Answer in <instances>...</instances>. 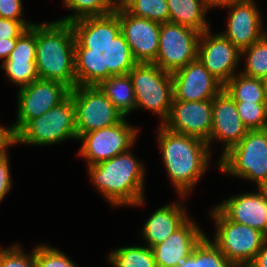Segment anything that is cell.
Wrapping results in <instances>:
<instances>
[{
	"instance_id": "obj_1",
	"label": "cell",
	"mask_w": 267,
	"mask_h": 267,
	"mask_svg": "<svg viewBox=\"0 0 267 267\" xmlns=\"http://www.w3.org/2000/svg\"><path fill=\"white\" fill-rule=\"evenodd\" d=\"M71 25L77 86H98L111 76L128 74L137 64L121 33L117 11L82 18Z\"/></svg>"
},
{
	"instance_id": "obj_2",
	"label": "cell",
	"mask_w": 267,
	"mask_h": 267,
	"mask_svg": "<svg viewBox=\"0 0 267 267\" xmlns=\"http://www.w3.org/2000/svg\"><path fill=\"white\" fill-rule=\"evenodd\" d=\"M158 142L169 179L180 197L188 195L208 169L211 156L207 142L176 133L160 125Z\"/></svg>"
},
{
	"instance_id": "obj_3",
	"label": "cell",
	"mask_w": 267,
	"mask_h": 267,
	"mask_svg": "<svg viewBox=\"0 0 267 267\" xmlns=\"http://www.w3.org/2000/svg\"><path fill=\"white\" fill-rule=\"evenodd\" d=\"M36 69L39 79L56 81L70 90L75 76V36L71 23H36Z\"/></svg>"
},
{
	"instance_id": "obj_4",
	"label": "cell",
	"mask_w": 267,
	"mask_h": 267,
	"mask_svg": "<svg viewBox=\"0 0 267 267\" xmlns=\"http://www.w3.org/2000/svg\"><path fill=\"white\" fill-rule=\"evenodd\" d=\"M130 150L88 166L93 185L113 206H141L144 199V164Z\"/></svg>"
},
{
	"instance_id": "obj_5",
	"label": "cell",
	"mask_w": 267,
	"mask_h": 267,
	"mask_svg": "<svg viewBox=\"0 0 267 267\" xmlns=\"http://www.w3.org/2000/svg\"><path fill=\"white\" fill-rule=\"evenodd\" d=\"M220 171L254 181L267 180V128L248 130L241 141L218 160Z\"/></svg>"
},
{
	"instance_id": "obj_6",
	"label": "cell",
	"mask_w": 267,
	"mask_h": 267,
	"mask_svg": "<svg viewBox=\"0 0 267 267\" xmlns=\"http://www.w3.org/2000/svg\"><path fill=\"white\" fill-rule=\"evenodd\" d=\"M77 139L75 107L69 94L62 102L30 120L17 134L16 144L35 146L58 144Z\"/></svg>"
},
{
	"instance_id": "obj_7",
	"label": "cell",
	"mask_w": 267,
	"mask_h": 267,
	"mask_svg": "<svg viewBox=\"0 0 267 267\" xmlns=\"http://www.w3.org/2000/svg\"><path fill=\"white\" fill-rule=\"evenodd\" d=\"M135 109H146L159 115L161 125L167 120L173 100L171 73L154 63H137L130 71Z\"/></svg>"
},
{
	"instance_id": "obj_8",
	"label": "cell",
	"mask_w": 267,
	"mask_h": 267,
	"mask_svg": "<svg viewBox=\"0 0 267 267\" xmlns=\"http://www.w3.org/2000/svg\"><path fill=\"white\" fill-rule=\"evenodd\" d=\"M210 214L216 224L212 243L236 267H247L267 236L255 228L228 220L216 207Z\"/></svg>"
},
{
	"instance_id": "obj_9",
	"label": "cell",
	"mask_w": 267,
	"mask_h": 267,
	"mask_svg": "<svg viewBox=\"0 0 267 267\" xmlns=\"http://www.w3.org/2000/svg\"><path fill=\"white\" fill-rule=\"evenodd\" d=\"M69 94L75 107L78 138L85 133L116 125L125 118L98 86H76Z\"/></svg>"
},
{
	"instance_id": "obj_10",
	"label": "cell",
	"mask_w": 267,
	"mask_h": 267,
	"mask_svg": "<svg viewBox=\"0 0 267 267\" xmlns=\"http://www.w3.org/2000/svg\"><path fill=\"white\" fill-rule=\"evenodd\" d=\"M137 129L127 123L125 117L116 125L85 133L78 138L82 142L79 155L89 166L127 152L136 141Z\"/></svg>"
},
{
	"instance_id": "obj_11",
	"label": "cell",
	"mask_w": 267,
	"mask_h": 267,
	"mask_svg": "<svg viewBox=\"0 0 267 267\" xmlns=\"http://www.w3.org/2000/svg\"><path fill=\"white\" fill-rule=\"evenodd\" d=\"M201 32L187 26L161 23L159 49L154 64L169 73L197 59Z\"/></svg>"
},
{
	"instance_id": "obj_12",
	"label": "cell",
	"mask_w": 267,
	"mask_h": 267,
	"mask_svg": "<svg viewBox=\"0 0 267 267\" xmlns=\"http://www.w3.org/2000/svg\"><path fill=\"white\" fill-rule=\"evenodd\" d=\"M70 89L56 81L37 79L19 88L17 95V121L11 126L15 135L32 119L62 102Z\"/></svg>"
},
{
	"instance_id": "obj_13",
	"label": "cell",
	"mask_w": 267,
	"mask_h": 267,
	"mask_svg": "<svg viewBox=\"0 0 267 267\" xmlns=\"http://www.w3.org/2000/svg\"><path fill=\"white\" fill-rule=\"evenodd\" d=\"M211 29L201 33L197 58L204 67L224 86L235 74L241 51L221 33L212 34Z\"/></svg>"
},
{
	"instance_id": "obj_14",
	"label": "cell",
	"mask_w": 267,
	"mask_h": 267,
	"mask_svg": "<svg viewBox=\"0 0 267 267\" xmlns=\"http://www.w3.org/2000/svg\"><path fill=\"white\" fill-rule=\"evenodd\" d=\"M162 125L170 131L208 142L212 130V99L172 100L170 114Z\"/></svg>"
},
{
	"instance_id": "obj_15",
	"label": "cell",
	"mask_w": 267,
	"mask_h": 267,
	"mask_svg": "<svg viewBox=\"0 0 267 267\" xmlns=\"http://www.w3.org/2000/svg\"><path fill=\"white\" fill-rule=\"evenodd\" d=\"M117 16L134 60L137 63H154L158 55L161 23L133 16L125 9L118 10Z\"/></svg>"
},
{
	"instance_id": "obj_16",
	"label": "cell",
	"mask_w": 267,
	"mask_h": 267,
	"mask_svg": "<svg viewBox=\"0 0 267 267\" xmlns=\"http://www.w3.org/2000/svg\"><path fill=\"white\" fill-rule=\"evenodd\" d=\"M173 100L205 101L213 99L223 85L204 67L197 58L171 73Z\"/></svg>"
},
{
	"instance_id": "obj_17",
	"label": "cell",
	"mask_w": 267,
	"mask_h": 267,
	"mask_svg": "<svg viewBox=\"0 0 267 267\" xmlns=\"http://www.w3.org/2000/svg\"><path fill=\"white\" fill-rule=\"evenodd\" d=\"M247 131L237 112L235 101L223 89L212 99V130L207 142L209 147L214 140L222 141L224 148L221 157L238 144Z\"/></svg>"
},
{
	"instance_id": "obj_18",
	"label": "cell",
	"mask_w": 267,
	"mask_h": 267,
	"mask_svg": "<svg viewBox=\"0 0 267 267\" xmlns=\"http://www.w3.org/2000/svg\"><path fill=\"white\" fill-rule=\"evenodd\" d=\"M192 220L189 218L164 242L152 247L157 267H179L194 254V248L206 235Z\"/></svg>"
},
{
	"instance_id": "obj_19",
	"label": "cell",
	"mask_w": 267,
	"mask_h": 267,
	"mask_svg": "<svg viewBox=\"0 0 267 267\" xmlns=\"http://www.w3.org/2000/svg\"><path fill=\"white\" fill-rule=\"evenodd\" d=\"M254 0L229 6L230 12L226 32L221 34L240 51L257 42L267 30L263 29V19Z\"/></svg>"
},
{
	"instance_id": "obj_20",
	"label": "cell",
	"mask_w": 267,
	"mask_h": 267,
	"mask_svg": "<svg viewBox=\"0 0 267 267\" xmlns=\"http://www.w3.org/2000/svg\"><path fill=\"white\" fill-rule=\"evenodd\" d=\"M215 207L228 220L255 228L267 236V202L259 191L231 196Z\"/></svg>"
},
{
	"instance_id": "obj_21",
	"label": "cell",
	"mask_w": 267,
	"mask_h": 267,
	"mask_svg": "<svg viewBox=\"0 0 267 267\" xmlns=\"http://www.w3.org/2000/svg\"><path fill=\"white\" fill-rule=\"evenodd\" d=\"M182 202H172L158 208L145 222L142 235L147 246H153L164 242L173 232L178 230L188 219L185 206Z\"/></svg>"
},
{
	"instance_id": "obj_22",
	"label": "cell",
	"mask_w": 267,
	"mask_h": 267,
	"mask_svg": "<svg viewBox=\"0 0 267 267\" xmlns=\"http://www.w3.org/2000/svg\"><path fill=\"white\" fill-rule=\"evenodd\" d=\"M169 22L204 32L210 29L205 18L209 8L206 0H166Z\"/></svg>"
},
{
	"instance_id": "obj_23",
	"label": "cell",
	"mask_w": 267,
	"mask_h": 267,
	"mask_svg": "<svg viewBox=\"0 0 267 267\" xmlns=\"http://www.w3.org/2000/svg\"><path fill=\"white\" fill-rule=\"evenodd\" d=\"M98 87L125 117L135 110L136 99L129 74L111 76Z\"/></svg>"
},
{
	"instance_id": "obj_24",
	"label": "cell",
	"mask_w": 267,
	"mask_h": 267,
	"mask_svg": "<svg viewBox=\"0 0 267 267\" xmlns=\"http://www.w3.org/2000/svg\"><path fill=\"white\" fill-rule=\"evenodd\" d=\"M223 89L235 102L267 103L263 79L248 77L240 72L235 74Z\"/></svg>"
},
{
	"instance_id": "obj_25",
	"label": "cell",
	"mask_w": 267,
	"mask_h": 267,
	"mask_svg": "<svg viewBox=\"0 0 267 267\" xmlns=\"http://www.w3.org/2000/svg\"><path fill=\"white\" fill-rule=\"evenodd\" d=\"M108 261L114 267H157L152 248L148 246H128L115 249Z\"/></svg>"
},
{
	"instance_id": "obj_26",
	"label": "cell",
	"mask_w": 267,
	"mask_h": 267,
	"mask_svg": "<svg viewBox=\"0 0 267 267\" xmlns=\"http://www.w3.org/2000/svg\"><path fill=\"white\" fill-rule=\"evenodd\" d=\"M245 57V69L241 72L248 77L264 79L267 76V33L257 42L241 51Z\"/></svg>"
},
{
	"instance_id": "obj_27",
	"label": "cell",
	"mask_w": 267,
	"mask_h": 267,
	"mask_svg": "<svg viewBox=\"0 0 267 267\" xmlns=\"http://www.w3.org/2000/svg\"><path fill=\"white\" fill-rule=\"evenodd\" d=\"M125 10L139 18L159 23L169 22V8L166 0H129Z\"/></svg>"
},
{
	"instance_id": "obj_28",
	"label": "cell",
	"mask_w": 267,
	"mask_h": 267,
	"mask_svg": "<svg viewBox=\"0 0 267 267\" xmlns=\"http://www.w3.org/2000/svg\"><path fill=\"white\" fill-rule=\"evenodd\" d=\"M35 62L36 60L6 59L1 68L5 70L9 82L21 88L39 79Z\"/></svg>"
},
{
	"instance_id": "obj_29",
	"label": "cell",
	"mask_w": 267,
	"mask_h": 267,
	"mask_svg": "<svg viewBox=\"0 0 267 267\" xmlns=\"http://www.w3.org/2000/svg\"><path fill=\"white\" fill-rule=\"evenodd\" d=\"M63 5L75 12L59 20L67 23L87 17L104 16L112 12L103 0H63Z\"/></svg>"
},
{
	"instance_id": "obj_30",
	"label": "cell",
	"mask_w": 267,
	"mask_h": 267,
	"mask_svg": "<svg viewBox=\"0 0 267 267\" xmlns=\"http://www.w3.org/2000/svg\"><path fill=\"white\" fill-rule=\"evenodd\" d=\"M235 106L248 130L267 128V103L235 102Z\"/></svg>"
},
{
	"instance_id": "obj_31",
	"label": "cell",
	"mask_w": 267,
	"mask_h": 267,
	"mask_svg": "<svg viewBox=\"0 0 267 267\" xmlns=\"http://www.w3.org/2000/svg\"><path fill=\"white\" fill-rule=\"evenodd\" d=\"M35 267H79L68 256L50 245L35 247Z\"/></svg>"
},
{
	"instance_id": "obj_32",
	"label": "cell",
	"mask_w": 267,
	"mask_h": 267,
	"mask_svg": "<svg viewBox=\"0 0 267 267\" xmlns=\"http://www.w3.org/2000/svg\"><path fill=\"white\" fill-rule=\"evenodd\" d=\"M194 254L204 267H236L207 236L194 248Z\"/></svg>"
},
{
	"instance_id": "obj_33",
	"label": "cell",
	"mask_w": 267,
	"mask_h": 267,
	"mask_svg": "<svg viewBox=\"0 0 267 267\" xmlns=\"http://www.w3.org/2000/svg\"><path fill=\"white\" fill-rule=\"evenodd\" d=\"M27 254L18 244L0 247V267H35V248Z\"/></svg>"
},
{
	"instance_id": "obj_34",
	"label": "cell",
	"mask_w": 267,
	"mask_h": 267,
	"mask_svg": "<svg viewBox=\"0 0 267 267\" xmlns=\"http://www.w3.org/2000/svg\"><path fill=\"white\" fill-rule=\"evenodd\" d=\"M8 59L36 60V23L17 38Z\"/></svg>"
},
{
	"instance_id": "obj_35",
	"label": "cell",
	"mask_w": 267,
	"mask_h": 267,
	"mask_svg": "<svg viewBox=\"0 0 267 267\" xmlns=\"http://www.w3.org/2000/svg\"><path fill=\"white\" fill-rule=\"evenodd\" d=\"M22 0H0V18L20 21L27 29L34 23L27 22L22 18L23 6Z\"/></svg>"
},
{
	"instance_id": "obj_36",
	"label": "cell",
	"mask_w": 267,
	"mask_h": 267,
	"mask_svg": "<svg viewBox=\"0 0 267 267\" xmlns=\"http://www.w3.org/2000/svg\"><path fill=\"white\" fill-rule=\"evenodd\" d=\"M9 159L8 152L0 155V202L10 192L9 190L12 189Z\"/></svg>"
},
{
	"instance_id": "obj_37",
	"label": "cell",
	"mask_w": 267,
	"mask_h": 267,
	"mask_svg": "<svg viewBox=\"0 0 267 267\" xmlns=\"http://www.w3.org/2000/svg\"><path fill=\"white\" fill-rule=\"evenodd\" d=\"M25 30L18 20L0 18V39H17Z\"/></svg>"
},
{
	"instance_id": "obj_38",
	"label": "cell",
	"mask_w": 267,
	"mask_h": 267,
	"mask_svg": "<svg viewBox=\"0 0 267 267\" xmlns=\"http://www.w3.org/2000/svg\"><path fill=\"white\" fill-rule=\"evenodd\" d=\"M16 145V135L12 126L4 127L0 125V155L8 152V148Z\"/></svg>"
},
{
	"instance_id": "obj_39",
	"label": "cell",
	"mask_w": 267,
	"mask_h": 267,
	"mask_svg": "<svg viewBox=\"0 0 267 267\" xmlns=\"http://www.w3.org/2000/svg\"><path fill=\"white\" fill-rule=\"evenodd\" d=\"M17 39H0V59L3 62L8 59L10 53L15 48Z\"/></svg>"
},
{
	"instance_id": "obj_40",
	"label": "cell",
	"mask_w": 267,
	"mask_h": 267,
	"mask_svg": "<svg viewBox=\"0 0 267 267\" xmlns=\"http://www.w3.org/2000/svg\"><path fill=\"white\" fill-rule=\"evenodd\" d=\"M247 267H267V239L254 260Z\"/></svg>"
},
{
	"instance_id": "obj_41",
	"label": "cell",
	"mask_w": 267,
	"mask_h": 267,
	"mask_svg": "<svg viewBox=\"0 0 267 267\" xmlns=\"http://www.w3.org/2000/svg\"><path fill=\"white\" fill-rule=\"evenodd\" d=\"M252 0H206L207 6L210 9L218 8V7H225V9L229 6L236 5V4H242L247 3Z\"/></svg>"
},
{
	"instance_id": "obj_42",
	"label": "cell",
	"mask_w": 267,
	"mask_h": 267,
	"mask_svg": "<svg viewBox=\"0 0 267 267\" xmlns=\"http://www.w3.org/2000/svg\"><path fill=\"white\" fill-rule=\"evenodd\" d=\"M129 0H103L105 5L112 11L123 10L126 8Z\"/></svg>"
},
{
	"instance_id": "obj_43",
	"label": "cell",
	"mask_w": 267,
	"mask_h": 267,
	"mask_svg": "<svg viewBox=\"0 0 267 267\" xmlns=\"http://www.w3.org/2000/svg\"><path fill=\"white\" fill-rule=\"evenodd\" d=\"M179 267H204L199 258L193 254L190 258L184 260Z\"/></svg>"
},
{
	"instance_id": "obj_44",
	"label": "cell",
	"mask_w": 267,
	"mask_h": 267,
	"mask_svg": "<svg viewBox=\"0 0 267 267\" xmlns=\"http://www.w3.org/2000/svg\"><path fill=\"white\" fill-rule=\"evenodd\" d=\"M257 190L260 192V194L262 195L263 199L267 202V180L261 182L258 186H257Z\"/></svg>"
},
{
	"instance_id": "obj_45",
	"label": "cell",
	"mask_w": 267,
	"mask_h": 267,
	"mask_svg": "<svg viewBox=\"0 0 267 267\" xmlns=\"http://www.w3.org/2000/svg\"><path fill=\"white\" fill-rule=\"evenodd\" d=\"M264 88L266 90V96H267V76L263 79Z\"/></svg>"
}]
</instances>
